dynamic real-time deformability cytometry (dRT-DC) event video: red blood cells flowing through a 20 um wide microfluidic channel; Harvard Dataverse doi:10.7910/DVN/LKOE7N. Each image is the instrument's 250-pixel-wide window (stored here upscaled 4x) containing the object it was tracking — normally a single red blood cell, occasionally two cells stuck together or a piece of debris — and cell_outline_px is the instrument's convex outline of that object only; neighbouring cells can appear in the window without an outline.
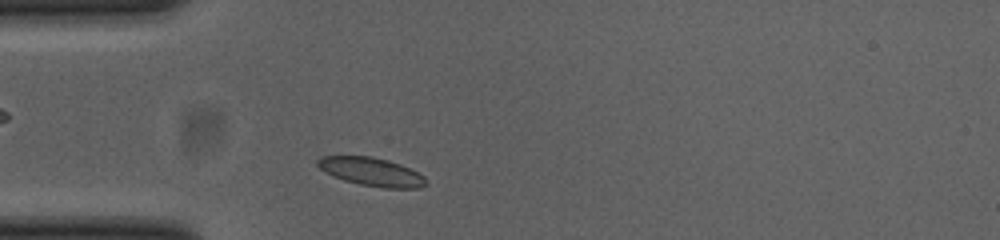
{"species": "common noctule bat (a hibernating species)", "species_latin": "Nyctalus noctula", "temperature_condition": "cold", "stored_images_in_passage": 37, "camera_frame_rate_fps": 3000, "um_per_image_px": 0.085, "animal": {"sex": "female", "body_mass_g": 23.0, "forearm_length_mm": 53.4}, "frame": {"image": 1, "passage_image": 3, "time_ms": 0.667, "image_size_px": [1000, 240], "cell_outline_px": [[428, 184], [420, 188], [384, 188], [360, 184], [344, 180], [332, 176], [320, 168], [316, 164], [316, 160], [320, 156], [372, 156], [388, 160], [400, 164], [424, 176], [428, 180]], "centroid_in_image_um": [31.58, 14.6], "position_along_channel_um": 53.4, "area_um2": 17.98}}
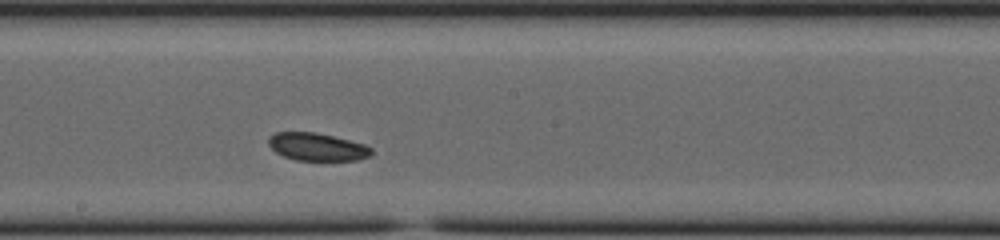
{"frame": {"image": 2, "passage_image": 17, "time_ms": 5.333, "image_size_px": [1000, 240], "cell_outline_px": [[372, 152], [368, 156], [356, 160], [296, 160], [284, 156], [276, 152], [268, 144], [268, 136], [276, 132], [316, 132], [364, 144], [372, 148]], "centroid_in_image_um": [26.92, 12.47], "position_along_channel_um": 221.3, "area_um2": 16.47}}
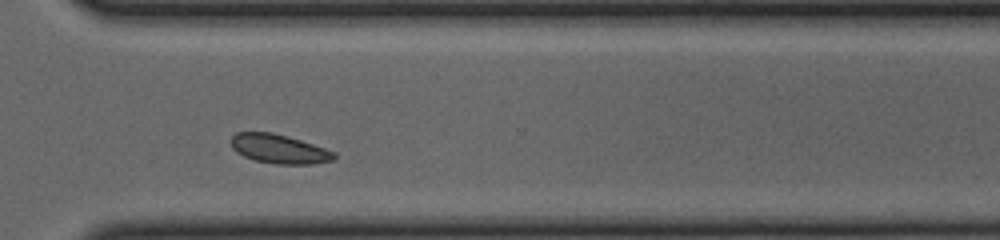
{"frame": {"image": 3, "passage_image": 27, "time_ms": 8.667, "image_size_px": [1000, 240], "cell_outline_px": [[336, 156], [332, 160], [312, 164], [276, 164], [256, 160], [244, 156], [236, 152], [232, 148], [232, 136], [236, 132], [272, 132], [300, 140], [336, 152]], "centroid_in_image_um": [23.72, 12.66], "position_along_channel_um": 346.9, "area_um2": 17.28}}